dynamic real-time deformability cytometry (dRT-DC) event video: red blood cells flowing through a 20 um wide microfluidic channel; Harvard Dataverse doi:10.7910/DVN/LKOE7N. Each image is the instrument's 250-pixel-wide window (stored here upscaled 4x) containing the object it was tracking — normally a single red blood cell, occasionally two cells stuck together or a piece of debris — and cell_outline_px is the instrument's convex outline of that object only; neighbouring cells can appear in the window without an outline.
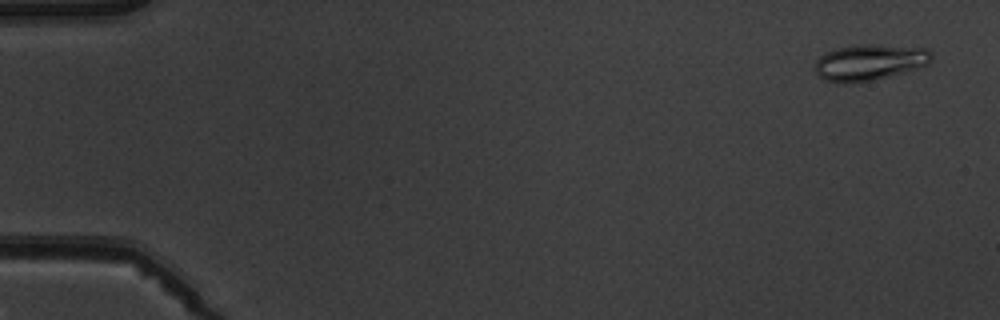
{"species": "common noctule bat (a hibernating species)", "species_latin": "Nyctalus noctula", "temperature_condition": "warm", "stored_images_in_passage": 4, "camera_frame_rate_fps": 3000, "um_per_image_px": 0.085, "animal": {"sex": "male", "body_mass_g": 19.5, "forearm_length_mm": 54.6}, "frame": {"image": 1, "passage_image": 1, "time_ms": 0.0, "image_size_px": [1000, 320], "cell_outline_px": [[932, 60], [928, 64], [916, 68], [888, 76], [868, 80], [844, 84], [836, 84], [824, 80], [812, 68], [816, 60], [820, 56], [836, 48], [856, 44], [872, 44], [928, 48], [932, 52]], "centroid_in_image_um": [73.87, 5.29], "position_along_channel_um": 11.1, "area_um2": 24.62}}